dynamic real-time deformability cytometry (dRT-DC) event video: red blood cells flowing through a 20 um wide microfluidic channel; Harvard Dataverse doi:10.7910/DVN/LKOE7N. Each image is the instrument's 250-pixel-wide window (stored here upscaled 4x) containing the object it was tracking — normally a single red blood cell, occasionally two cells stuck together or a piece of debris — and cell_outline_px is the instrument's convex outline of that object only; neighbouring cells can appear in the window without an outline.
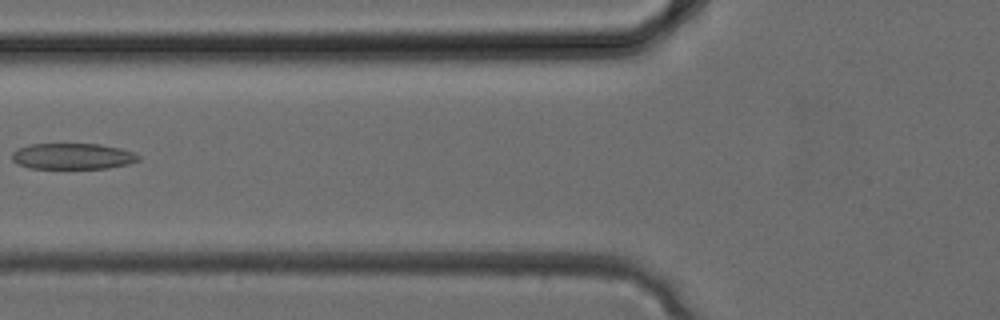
{"species": "common noctule bat (a hibernating species)", "species_latin": "Nyctalus noctula", "temperature_condition": "cold", "stored_images_in_passage": 7, "camera_frame_rate_fps": 3000, "um_per_image_px": 0.085, "animal": {"sex": "female", "body_mass_g": 24.6, "forearm_length_mm": 56.2}, "frame": {"image": 1, "passage_image": 6, "time_ms": 1.667, "image_size_px": [1000, 320], "cell_outline_px": [[140, 160], [128, 164], [108, 168], [28, 168], [16, 164], [12, 160], [12, 152], [28, 144], [100, 144], [120, 148], [132, 152], [140, 156]], "centroid_in_image_um": [6.16, 13.28], "position_along_channel_um": 119.6, "area_um2": 19.19}}